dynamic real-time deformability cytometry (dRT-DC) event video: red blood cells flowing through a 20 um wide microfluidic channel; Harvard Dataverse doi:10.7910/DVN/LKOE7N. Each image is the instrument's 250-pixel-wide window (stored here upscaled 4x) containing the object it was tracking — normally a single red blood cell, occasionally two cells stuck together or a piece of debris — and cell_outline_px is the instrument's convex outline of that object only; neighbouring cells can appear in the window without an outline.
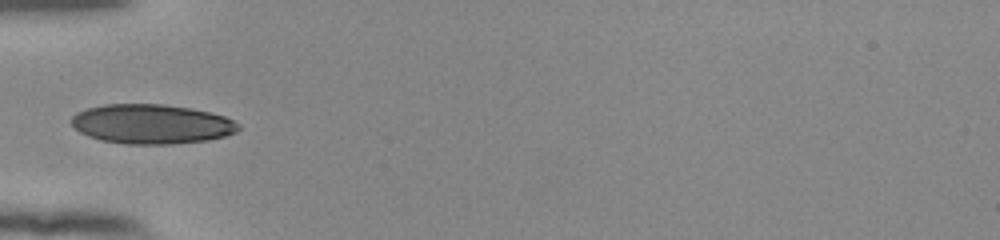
{"species": "human", "species_latin": "Homo sapiens", "temperature_condition": "room temperature", "stored_images_in_passage": 36, "camera_frame_rate_fps": 3000, "um_per_image_px": 0.085, "donor": {"sex": "female"}, "frame": {"image": 1, "passage_image": 1, "time_ms": 0.0, "image_size_px": [1000, 240], "cell_outline_px": [[240, 128], [236, 132], [224, 136], [208, 140], [172, 144], [124, 144], [100, 140], [88, 136], [80, 132], [72, 124], [72, 116], [76, 112], [88, 108], [104, 104], [164, 104], [192, 108], [224, 116], [240, 124]], "centroid_in_image_um": [12.88, 10.54], "position_along_channel_um": 72.1, "area_um2": 38.55}}
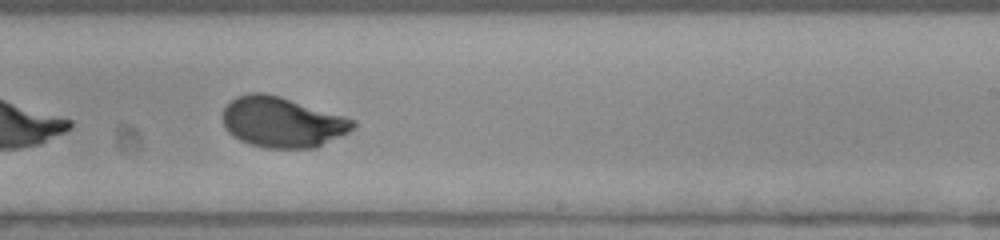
{"frame": {"image": 2, "passage_image": 16, "time_ms": 5.0, "image_size_px": [1000, 240], "cell_outline_px": [[356, 124], [348, 132], [316, 148], [264, 148], [248, 144], [232, 136], [224, 128], [224, 108], [236, 96], [248, 92], [264, 92], [280, 96], [344, 116], [356, 120]], "centroid_in_image_um": [23.97, 10.38], "position_along_channel_um": 265.0, "area_um2": 38.32}}
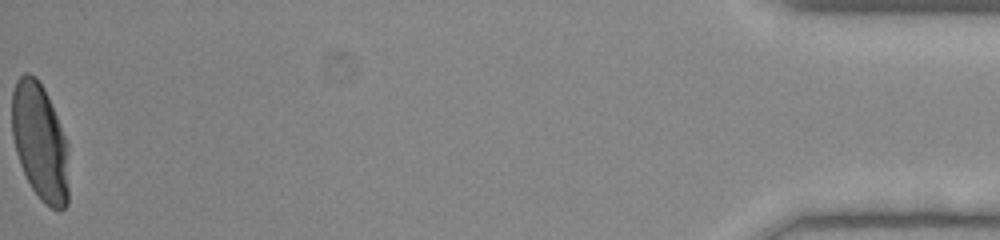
{"frame": {"image": 3, "passage_image": 36, "time_ms": 11.667, "image_size_px": [1000, 240], "cell_outline_px": [[68, 204], [64, 208], [52, 208], [44, 204], [40, 200], [32, 188], [20, 164], [16, 152], [12, 136], [12, 92], [16, 80], [24, 72], [28, 72], [36, 76], [44, 88], [48, 96], [68, 144]], "centroid_in_image_um": [3.4, 12.04], "position_along_channel_um": 431.8, "area_um2": 38.96}, "authors_computed_cell_mechanics": {"area_um2": 38.4659, "velocity_mm_per_s": 3.87, "shape_relaxation_time_tau1_ms": 2.9578, "shape_relaxation_time_tau2_ms": null, "deformation_change_tau1": 0.16, "deformation_change_tau2": null}}